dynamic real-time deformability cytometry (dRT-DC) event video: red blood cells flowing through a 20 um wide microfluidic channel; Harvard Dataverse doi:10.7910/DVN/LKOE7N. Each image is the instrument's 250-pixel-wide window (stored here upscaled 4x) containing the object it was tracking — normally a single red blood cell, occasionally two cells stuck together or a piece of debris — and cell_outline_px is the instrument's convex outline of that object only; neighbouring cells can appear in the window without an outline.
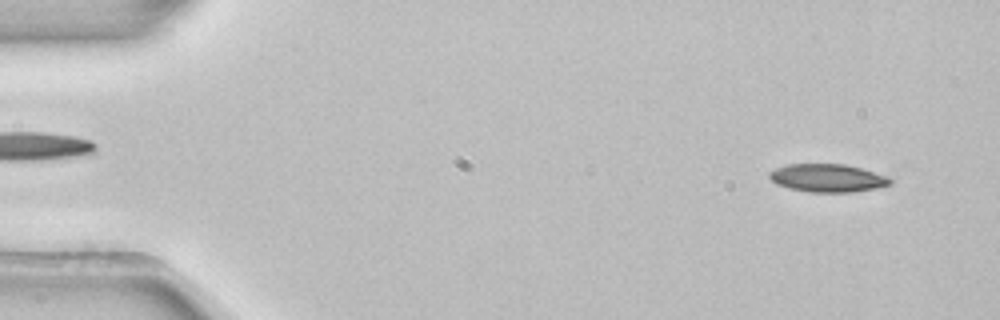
{"species": "common noctule bat (a hibernating species)", "species_latin": "Nyctalus noctula", "temperature_condition": "room temperature", "stored_images_in_passage": 4, "camera_frame_rate_fps": 3000, "um_per_image_px": 0.085, "animal": {"sex": "female", "body_mass_g": 22.7, "forearm_length_mm": 54.2}, "frame": {"image": 1, "passage_image": 1, "time_ms": 0.0, "image_size_px": [1000, 320], "cell_outline_px": [[892, 184], [876, 188], [852, 192], [812, 192], [788, 188], [776, 184], [768, 176], [768, 172], [776, 168], [788, 164], [844, 164], [860, 168], [888, 176], [892, 180]], "centroid_in_image_um": [70.34, 15.13], "position_along_channel_um": 14.7, "area_um2": 19.71}}
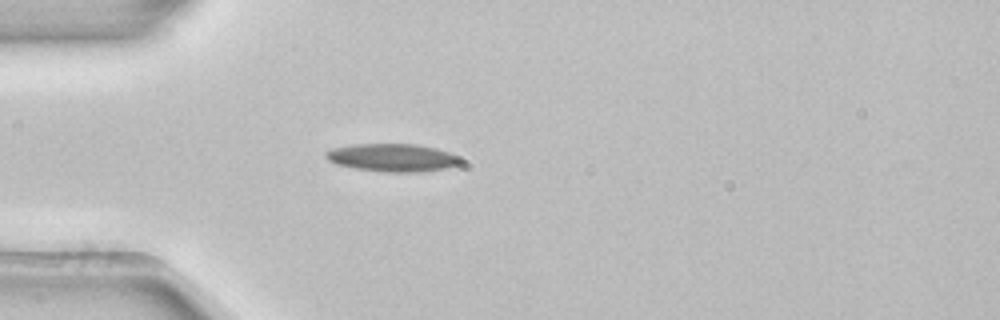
{"frame": {"image": 2, "passage_image": 4, "time_ms": 1.0, "image_size_px": [1000, 320], "cell_outline_px": [[464, 164], [444, 168], [416, 172], [384, 172], [356, 168], [336, 164], [328, 160], [324, 156], [324, 152], [332, 148], [356, 144], [416, 144], [436, 148], [460, 156], [464, 160]], "centroid_in_image_um": [33.39, 13.4], "position_along_channel_um": 51.6, "area_um2": 22.02}}